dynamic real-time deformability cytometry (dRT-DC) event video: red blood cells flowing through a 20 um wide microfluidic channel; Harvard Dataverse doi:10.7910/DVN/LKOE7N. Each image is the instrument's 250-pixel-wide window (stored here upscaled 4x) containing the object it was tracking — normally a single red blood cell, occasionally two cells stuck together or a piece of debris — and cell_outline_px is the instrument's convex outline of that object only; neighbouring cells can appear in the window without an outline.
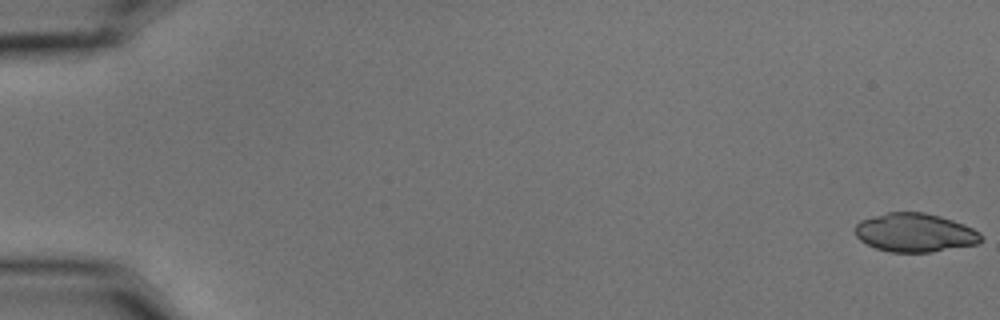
{"species": "common noctule bat (a hibernating species)", "species_latin": "Nyctalus noctula", "temperature_condition": "cold", "stored_images_in_passage": 4, "camera_frame_rate_fps": 3000, "um_per_image_px": 0.085, "animal": {"sex": "male", "body_mass_g": 15.6}, "frame": {"image": 1, "passage_image": 1, "time_ms": 0.0, "image_size_px": [1000, 320], "cell_outline_px": [[984, 240], [976, 244], [932, 252], [888, 252], [876, 248], [860, 240], [856, 236], [856, 224], [860, 220], [872, 216], [888, 212], [924, 212], [940, 216], [964, 224], [980, 232]], "centroid_in_image_um": [77.78, 19.77], "position_along_channel_um": 7.2, "area_um2": 28.44}}